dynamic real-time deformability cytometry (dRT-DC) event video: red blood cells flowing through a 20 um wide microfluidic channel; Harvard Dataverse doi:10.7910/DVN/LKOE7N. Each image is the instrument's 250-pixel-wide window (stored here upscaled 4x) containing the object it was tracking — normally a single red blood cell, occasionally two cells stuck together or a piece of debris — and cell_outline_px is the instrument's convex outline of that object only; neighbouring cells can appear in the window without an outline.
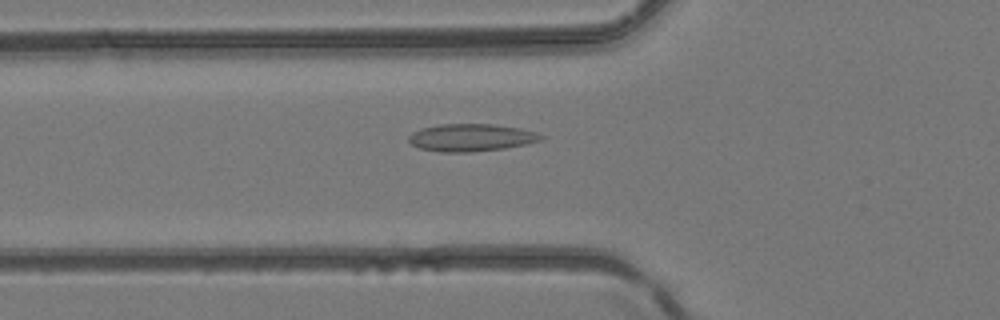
{"species": "common noctule bat (a hibernating species)", "species_latin": "Nyctalus noctula", "temperature_condition": "room temperature", "stored_images_in_passage": 48, "camera_frame_rate_fps": 3000, "um_per_image_px": 0.085, "animal": {"sex": "female", "body_mass_g": 24.6, "forearm_length_mm": 56.2}, "frame": {"image": 1, "passage_image": 18, "time_ms": 5.667, "image_size_px": [1000, 320], "cell_outline_px": [[544, 140], [528, 144], [504, 148], [468, 152], [440, 152], [420, 148], [412, 144], [408, 140], [408, 136], [412, 132], [424, 128], [440, 124], [492, 124], [520, 128], [536, 132], [544, 136]], "centroid_in_image_um": [40.08, 11.69], "position_along_channel_um": 85.7, "area_um2": 21.15}}
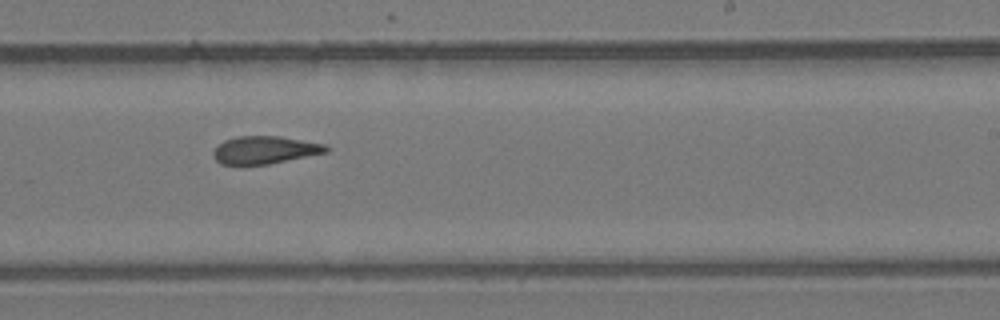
{"frame": {"image": 2, "passage_image": 30, "time_ms": 9.667, "image_size_px": [1000, 320], "cell_outline_px": [[328, 152], [268, 164], [220, 164], [212, 156], [212, 152], [224, 140], [236, 136], [280, 136], [324, 144], [328, 148]], "centroid_in_image_um": [22.48, 12.74], "position_along_channel_um": 266.5, "area_um2": 18.03}}
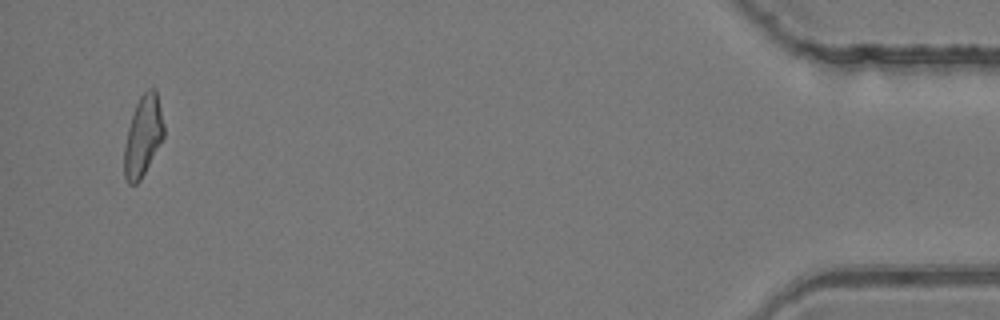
{"frame": {"image": 3, "passage_image": 46, "time_ms": 15.0, "image_size_px": [1000, 320], "cell_outline_px": [[164, 136], [140, 180], [136, 184], [128, 184], [124, 176], [124, 148], [128, 128], [136, 104], [140, 96], [148, 88], [156, 88], [164, 124]], "centroid_in_image_um": [12.16, 11.55], "position_along_channel_um": 423.0, "area_um2": 18.38}}